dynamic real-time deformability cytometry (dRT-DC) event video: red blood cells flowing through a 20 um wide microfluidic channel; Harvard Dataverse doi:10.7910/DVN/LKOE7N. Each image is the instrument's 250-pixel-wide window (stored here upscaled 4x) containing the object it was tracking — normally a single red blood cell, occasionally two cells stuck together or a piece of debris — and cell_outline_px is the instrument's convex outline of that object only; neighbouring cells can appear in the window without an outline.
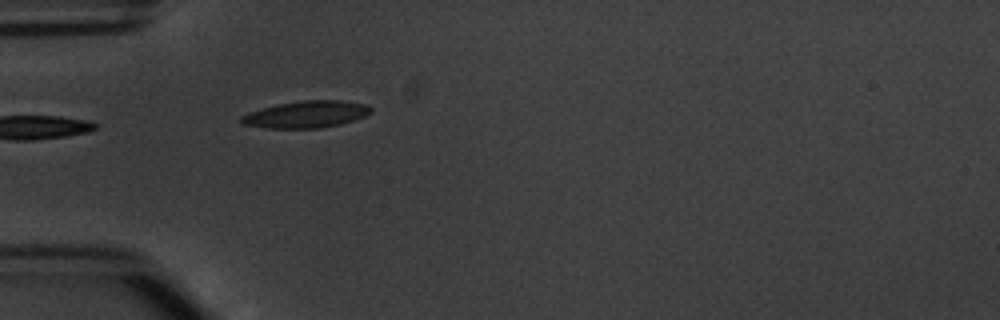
{"species": "common noctule bat (a hibernating species)", "species_latin": "Nyctalus noctula", "temperature_condition": "warm", "stored_images_in_passage": 5, "camera_frame_rate_fps": 3000, "um_per_image_px": 0.085, "animal": {"sex": "male", "body_mass_g": 20.1, "forearm_length_mm": 53.5}, "frame": {"image": 1, "passage_image": 5, "time_ms": 5.0, "image_size_px": [1000, 320], "cell_outline_px": [[372, 112], [364, 116], [340, 124], [320, 128], [268, 128], [240, 124], [240, 116], [248, 112], [276, 104], [304, 100], [340, 100], [364, 104], [372, 108]], "centroid_in_image_um": [25.98, 9.72], "position_along_channel_um": 59.0, "area_um2": 20.29}}